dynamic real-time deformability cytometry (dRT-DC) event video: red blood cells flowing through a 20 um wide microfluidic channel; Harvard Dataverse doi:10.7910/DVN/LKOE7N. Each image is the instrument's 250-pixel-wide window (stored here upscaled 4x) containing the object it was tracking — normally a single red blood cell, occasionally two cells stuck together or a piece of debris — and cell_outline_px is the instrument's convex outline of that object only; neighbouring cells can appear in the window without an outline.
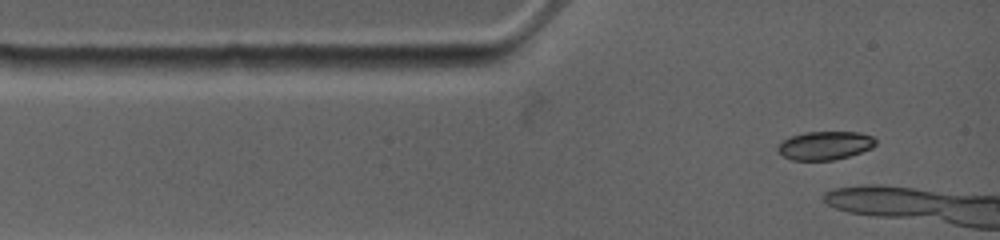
{"species": "common noctule bat (a hibernating species)", "species_latin": "Nyctalus noctula", "temperature_condition": "warm", "stored_images_in_passage": 5, "camera_frame_rate_fps": 4500, "um_per_image_px": 0.085, "animal": {"sex": "female", "body_mass_g": 19.0, "forearm_length_mm": 53.3}, "frame": {"image": 1, "passage_image": 2, "time_ms": 0.444, "image_size_px": [1000, 240], "cell_outline_px": [[876, 144], [872, 148], [848, 156], [832, 160], [792, 160], [784, 156], [776, 148], [784, 140], [792, 136], [804, 132], [860, 132], [872, 136], [876, 140]], "centroid_in_image_um": [70.15, 12.36], "position_along_channel_um": 14.9, "area_um2": 16.07}}